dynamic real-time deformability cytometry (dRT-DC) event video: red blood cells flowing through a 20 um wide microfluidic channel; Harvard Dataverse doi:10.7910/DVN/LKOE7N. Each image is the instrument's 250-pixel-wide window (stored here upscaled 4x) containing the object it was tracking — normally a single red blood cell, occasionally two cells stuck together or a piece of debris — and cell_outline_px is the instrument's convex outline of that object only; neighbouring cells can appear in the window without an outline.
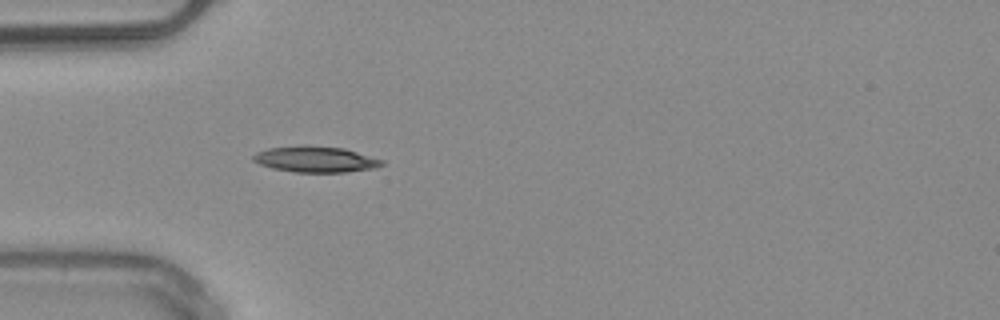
{"species": "common noctule bat (a hibernating species)", "species_latin": "Nyctalus noctula", "temperature_condition": "warm", "stored_images_in_passage": 50, "camera_frame_rate_fps": 3000, "um_per_image_px": 0.085, "animal": {"sex": "male", "body_mass_g": 20.4}, "frame": {"image": 1, "passage_image": 15, "time_ms": 4.667, "image_size_px": [1000, 320], "cell_outline_px": [[384, 164], [376, 168], [344, 172], [296, 172], [272, 168], [260, 164], [252, 160], [252, 156], [256, 152], [268, 148], [300, 144], [304, 144], [344, 148], [384, 160]], "centroid_in_image_um": [26.8, 13.52], "position_along_channel_um": 58.2, "area_um2": 19.71}}